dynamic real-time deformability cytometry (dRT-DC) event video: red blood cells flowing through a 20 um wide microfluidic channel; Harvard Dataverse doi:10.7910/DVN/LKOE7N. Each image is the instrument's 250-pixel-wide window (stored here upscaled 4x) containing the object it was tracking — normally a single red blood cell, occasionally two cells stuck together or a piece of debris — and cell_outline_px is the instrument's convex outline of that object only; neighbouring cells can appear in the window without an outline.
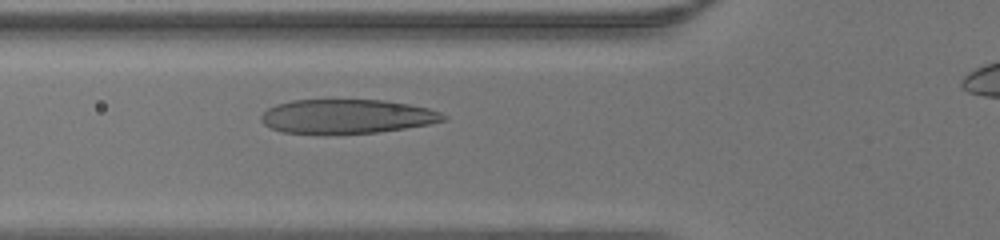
{"species": "human", "species_latin": "Homo sapiens", "temperature_condition": "warm", "stored_images_in_passage": 34, "camera_frame_rate_fps": 3000, "um_per_image_px": 0.085, "donor": {"sex": "male"}, "frame": {"image": 1, "passage_image": 9, "time_ms": 2.667, "image_size_px": [1000, 240], "cell_outline_px": [[448, 120], [428, 124], [404, 128], [376, 132], [284, 132], [272, 128], [264, 124], [260, 120], [260, 116], [268, 108], [276, 104], [292, 100], [384, 100], [408, 104], [428, 108], [440, 112], [448, 116]], "centroid_in_image_um": [29.51, 9.87], "position_along_channel_um": 96.3, "area_um2": 35.6}}
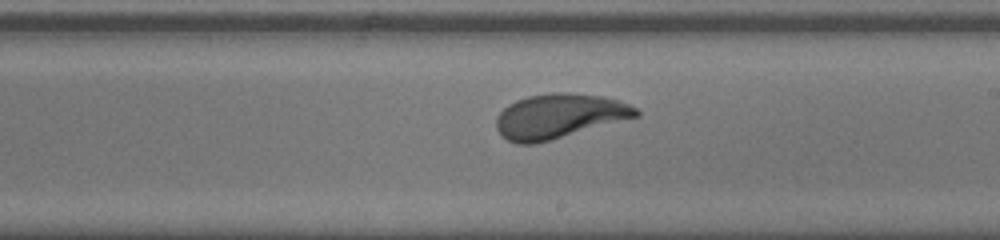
{"frame": {"image": 2, "passage_image": 19, "time_ms": 6.0, "image_size_px": [1000, 240], "cell_outline_px": [[640, 116], [548, 140], [532, 144], [516, 144], [500, 136], [496, 128], [496, 116], [508, 104], [516, 100], [528, 96], [552, 92], [568, 92], [604, 96], [628, 104], [636, 108], [640, 112]], "centroid_in_image_um": [47.49, 9.86], "position_along_channel_um": 241.5, "area_um2": 36.18}}
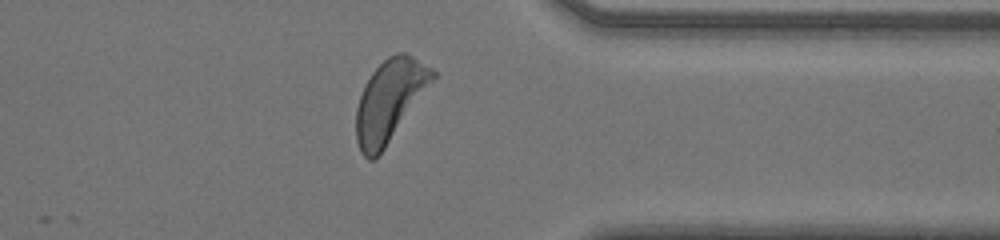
{"frame": {"image": 3, "passage_image": 29, "time_ms": 9.333, "image_size_px": [1000, 240], "cell_outline_px": [[436, 76], [384, 148], [372, 160], [368, 160], [360, 152], [356, 140], [356, 108], [364, 84], [372, 72], [388, 56], [396, 52], [404, 52], [412, 56], [432, 68], [436, 72]], "centroid_in_image_um": [33.09, 8.52], "position_along_channel_um": 378.3, "area_um2": 35.6}}